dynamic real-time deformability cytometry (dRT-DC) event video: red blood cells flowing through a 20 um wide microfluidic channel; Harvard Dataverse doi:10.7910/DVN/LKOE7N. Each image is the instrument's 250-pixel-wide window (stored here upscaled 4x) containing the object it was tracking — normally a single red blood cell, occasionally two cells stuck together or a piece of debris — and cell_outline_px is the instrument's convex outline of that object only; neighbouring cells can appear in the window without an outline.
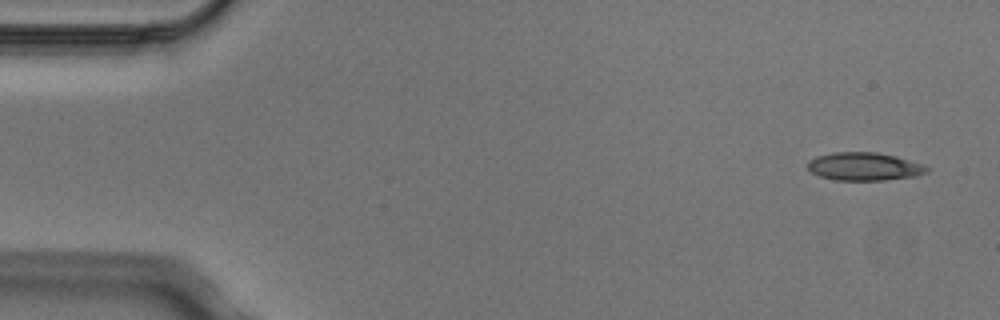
{"species": "Egyptian fruit bat (a non-hibernating species)", "species_latin": "Rousettus aegyptiacus", "temperature_condition": "cold", "stored_images_in_passage": 5, "camera_frame_rate_fps": 3000, "um_per_image_px": 0.085, "animal": {"sex": "male"}, "frame": {"image": 1, "passage_image": 1, "time_ms": 0.0, "image_size_px": [1000, 320], "cell_outline_px": [[932, 168], [928, 172], [916, 176], [884, 180], [836, 180], [820, 176], [812, 172], [808, 168], [808, 160], [816, 156], [832, 152], [876, 152], [896, 156], [924, 164]], "centroid_in_image_um": [73.5, 14.15], "position_along_channel_um": 11.5, "area_um2": 19.65}}
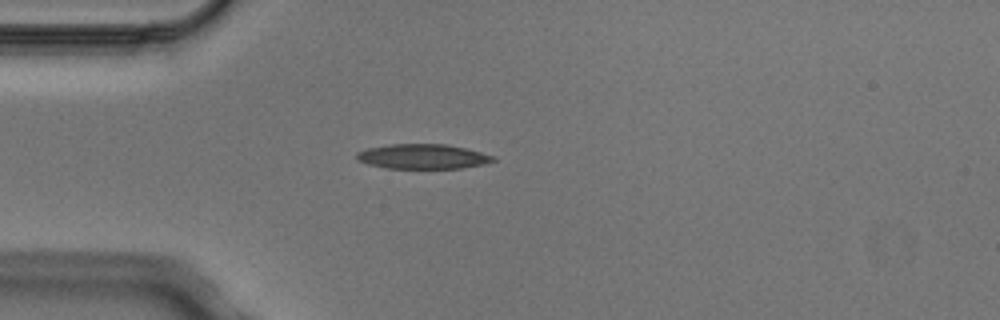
{"frame": {"image": 2, "passage_image": 4, "time_ms": 1.0, "image_size_px": [1000, 320], "cell_outline_px": [[496, 160], [484, 164], [460, 168], [384, 168], [368, 164], [356, 160], [356, 152], [368, 148], [388, 144], [444, 144], [464, 148], [496, 156]], "centroid_in_image_um": [35.91, 13.3], "position_along_channel_um": 49.1, "area_um2": 19.71}}